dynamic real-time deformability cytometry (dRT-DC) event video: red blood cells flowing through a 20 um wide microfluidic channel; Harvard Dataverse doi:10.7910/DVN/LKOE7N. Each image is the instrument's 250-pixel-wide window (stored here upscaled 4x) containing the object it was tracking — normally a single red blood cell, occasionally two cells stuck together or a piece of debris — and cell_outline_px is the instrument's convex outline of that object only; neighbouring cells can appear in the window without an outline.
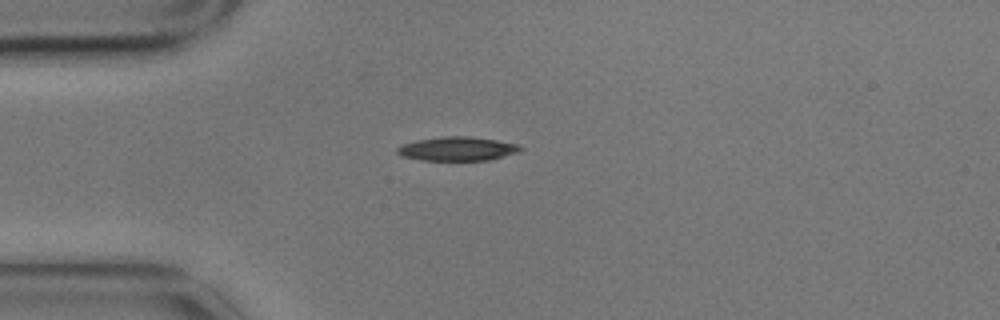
{"species": "common noctule bat (a hibernating species)", "species_latin": "Nyctalus noctula", "temperature_condition": "cold", "stored_images_in_passage": 4, "camera_frame_rate_fps": 3000, "um_per_image_px": 0.085, "animal": {"sex": "male", "body_mass_g": 17.9}, "frame": {"image": 1, "passage_image": 1, "time_ms": 0.0, "image_size_px": [1000, 320], "cell_outline_px": [[524, 148], [520, 152], [488, 160], [420, 160], [400, 156], [396, 152], [396, 148], [400, 144], [416, 140], [440, 136], [472, 136], [496, 140], [516, 144]], "centroid_in_image_um": [38.83, 12.64], "position_along_channel_um": 46.2, "area_um2": 17.4}}
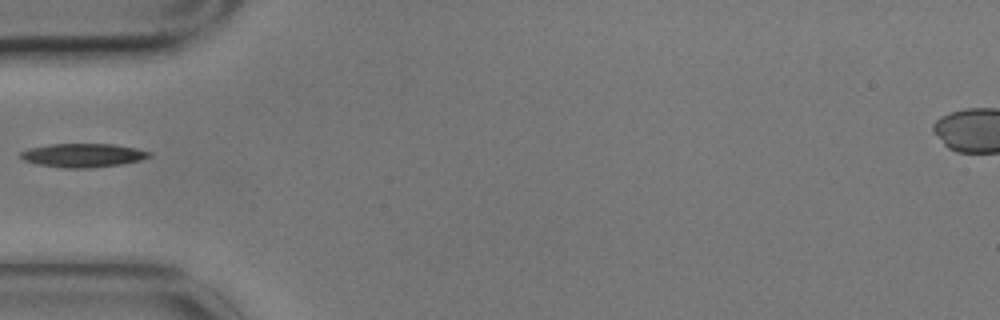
{"frame": {"image": 2, "passage_image": 2, "time_ms": 0.333, "image_size_px": [1000, 320], "cell_outline_px": [[152, 156], [140, 160], [120, 164], [92, 168], [64, 168], [36, 164], [24, 160], [20, 156], [20, 152], [28, 148], [48, 144], [112, 144], [136, 148], [152, 152]], "centroid_in_image_um": [7.04, 13.2], "position_along_channel_um": 78.0, "area_um2": 17.86}}